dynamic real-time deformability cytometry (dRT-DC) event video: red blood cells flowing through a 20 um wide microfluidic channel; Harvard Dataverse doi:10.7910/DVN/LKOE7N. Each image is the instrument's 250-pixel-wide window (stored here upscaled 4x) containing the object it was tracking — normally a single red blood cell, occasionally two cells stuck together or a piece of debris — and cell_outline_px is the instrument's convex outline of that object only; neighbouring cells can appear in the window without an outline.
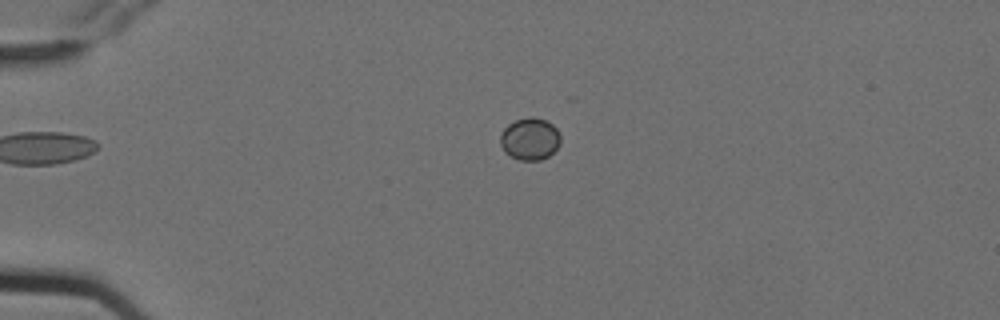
{"species": "Egyptian fruit bat (a non-hibernating species)", "species_latin": "Rousettus aegyptiacus", "temperature_condition": "cold", "stored_images_in_passage": 6, "camera_frame_rate_fps": 3000, "um_per_image_px": 0.085, "animal": {"sex": "female"}, "frame": {"image": 1, "passage_image": 4, "time_ms": 1.0, "image_size_px": [1000, 320], "cell_outline_px": [[560, 144], [548, 156], [540, 160], [520, 160], [504, 152], [500, 144], [500, 136], [504, 128], [508, 124], [516, 120], [528, 116], [532, 116], [544, 120], [552, 124], [556, 128], [560, 136]], "centroid_in_image_um": [45.03, 11.8], "position_along_channel_um": 40.0, "area_um2": 14.74}}